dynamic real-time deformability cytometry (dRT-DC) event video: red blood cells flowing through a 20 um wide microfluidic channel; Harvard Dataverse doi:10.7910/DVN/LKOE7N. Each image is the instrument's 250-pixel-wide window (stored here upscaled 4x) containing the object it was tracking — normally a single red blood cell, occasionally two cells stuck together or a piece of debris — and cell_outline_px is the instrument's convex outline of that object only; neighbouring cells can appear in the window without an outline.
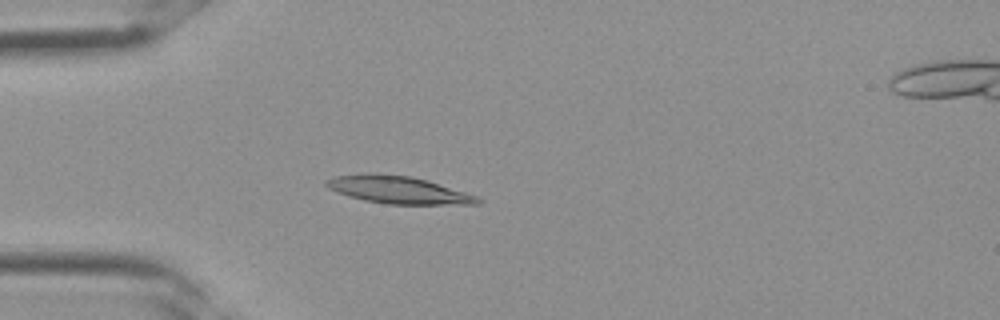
{"species": "Egyptian fruit bat (a non-hibernating species)", "species_latin": "Rousettus aegyptiacus", "temperature_condition": "room temperature", "stored_images_in_passage": 35, "camera_frame_rate_fps": 3000, "um_per_image_px": 0.085, "frame": {"image": 1, "passage_image": 10, "time_ms": 3.0, "image_size_px": [1000, 320], "cell_outline_px": [[480, 204], [388, 204], [364, 200], [348, 196], [336, 192], [328, 188], [324, 184], [324, 180], [332, 176], [368, 172], [412, 176], [428, 180], [476, 196], [480, 200]], "centroid_in_image_um": [33.75, 16.12], "position_along_channel_um": 51.2, "area_um2": 24.33}}
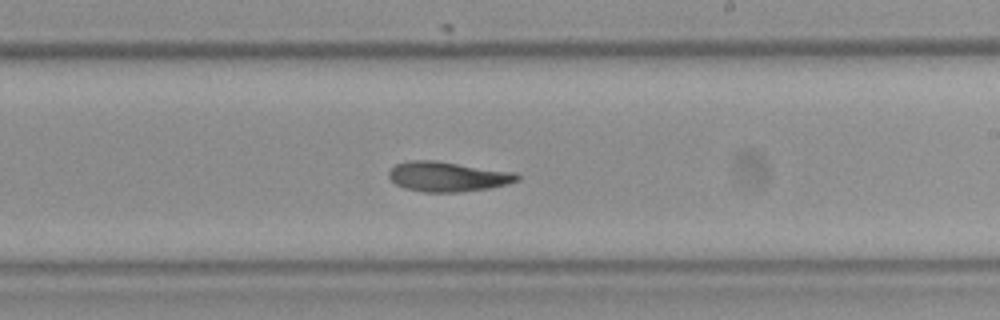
{"frame": {"image": 2, "passage_image": 21, "time_ms": 6.667, "image_size_px": [1000, 320], "cell_outline_px": [[520, 180], [508, 184], [492, 188], [460, 192], [424, 192], [404, 188], [396, 184], [388, 176], [388, 172], [396, 164], [408, 160], [436, 160], [516, 172], [520, 176]], "centroid_in_image_um": [38.09, 15.01], "position_along_channel_um": 250.9, "area_um2": 22.66}}
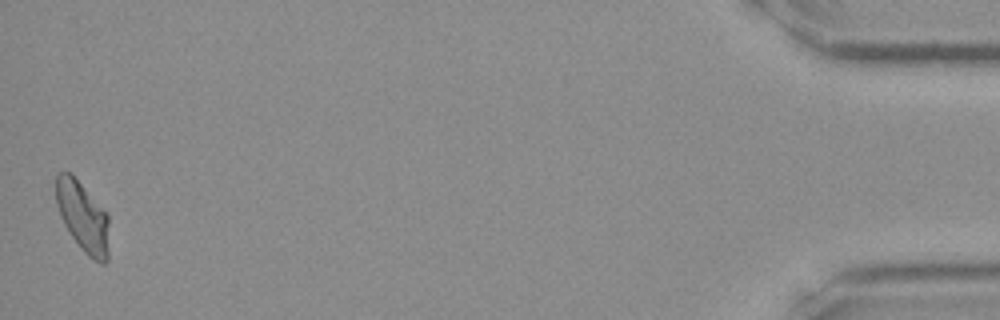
{"frame": {"image": 3, "passage_image": 35, "time_ms": 11.333, "image_size_px": [1000, 320], "cell_outline_px": [[108, 260], [104, 264], [100, 264], [88, 256], [80, 248], [64, 224], [60, 216], [56, 204], [56, 176], [60, 172], [68, 172], [108, 212]], "centroid_in_image_um": [7.05, 18.47], "position_along_channel_um": 428.1, "area_um2": 21.56}}